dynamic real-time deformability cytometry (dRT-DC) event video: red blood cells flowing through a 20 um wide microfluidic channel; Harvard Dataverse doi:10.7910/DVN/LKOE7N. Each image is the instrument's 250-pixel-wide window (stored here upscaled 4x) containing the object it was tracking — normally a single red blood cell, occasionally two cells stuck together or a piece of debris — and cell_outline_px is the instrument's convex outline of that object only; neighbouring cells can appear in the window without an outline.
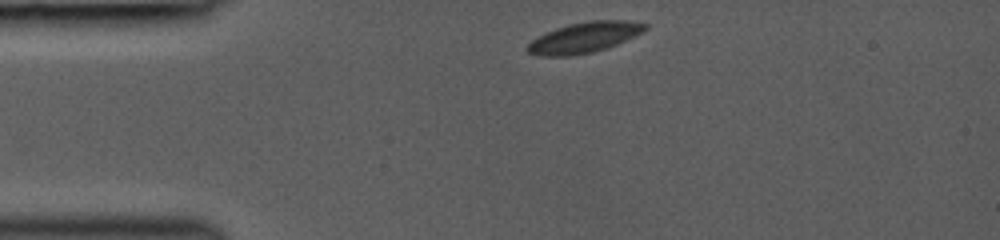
{"species": "common noctule bat (a hibernating species)", "species_latin": "Nyctalus noctula", "temperature_condition": "room temperature", "stored_images_in_passage": 30, "camera_frame_rate_fps": 3000, "um_per_image_px": 0.085, "animal": {"sex": "female", "body_mass_g": 19.0, "forearm_length_mm": 53.3}, "frame": {"image": 1, "passage_image": 1, "time_ms": 0.0, "image_size_px": [1000, 240], "cell_outline_px": [[648, 28], [644, 32], [636, 36], [616, 44], [592, 52], [572, 56], [540, 56], [528, 52], [524, 48], [536, 36], [556, 28], [588, 20], [628, 20], [648, 24]], "centroid_in_image_um": [49.67, 3.18], "position_along_channel_um": 35.3, "area_um2": 21.04}}
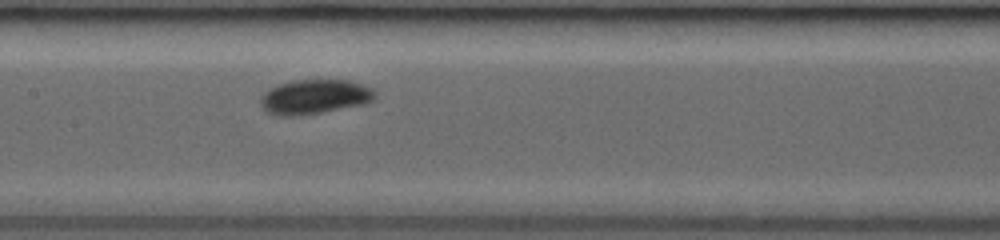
{"frame": {"image": 2, "passage_image": 13, "time_ms": 4.333, "image_size_px": [1000, 240], "cell_outline_px": [[376, 96], [372, 100], [364, 104], [320, 112], [296, 116], [280, 116], [268, 112], [260, 104], [260, 96], [268, 88], [292, 80], [348, 80], [372, 88], [376, 92]], "centroid_in_image_um": [26.71, 8.22], "position_along_channel_um": 180.7, "area_um2": 22.95}}
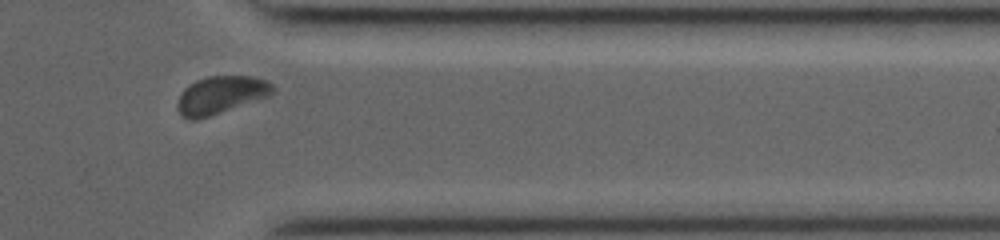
{"frame": {"image": 3, "passage_image": 26, "time_ms": 9.333, "image_size_px": [1000, 240], "cell_outline_px": [[276, 92], [268, 96], [196, 120], [188, 120], [176, 108], [176, 104], [180, 92], [188, 84], [196, 80], [208, 76], [252, 76], [268, 80], [276, 88]], "centroid_in_image_um": [18.76, 8.05], "position_along_channel_um": 392.6, "area_um2": 20.98}}